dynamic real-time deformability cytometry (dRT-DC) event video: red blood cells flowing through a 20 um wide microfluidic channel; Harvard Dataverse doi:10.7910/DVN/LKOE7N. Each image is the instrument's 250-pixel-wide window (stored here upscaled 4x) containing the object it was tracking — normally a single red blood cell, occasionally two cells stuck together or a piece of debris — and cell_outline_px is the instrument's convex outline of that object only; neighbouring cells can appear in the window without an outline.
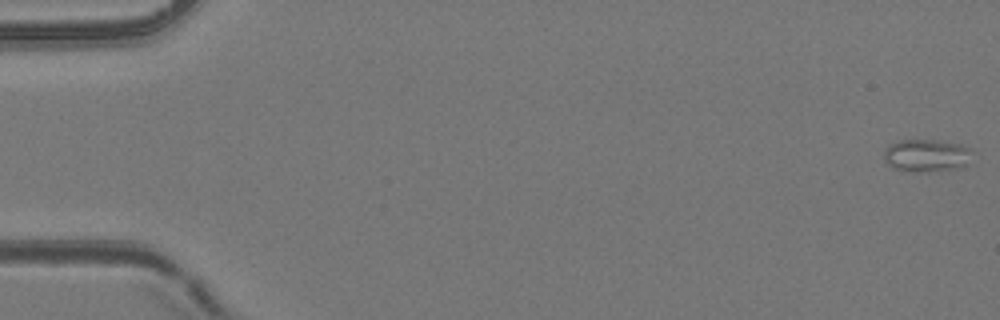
{"species": "common noctule bat (a hibernating species)", "species_latin": "Nyctalus noctula", "temperature_condition": "room temperature", "stored_images_in_passage": 7, "camera_frame_rate_fps": 3000, "um_per_image_px": 0.085, "animal": {"sex": "female", "body_mass_g": 24.6, "forearm_length_mm": 56.2}, "frame": {"image": 1, "passage_image": 1, "time_ms": 0.0, "image_size_px": [1000, 320], "cell_outline_px": [[972, 148], [964, 164], [960, 168], [896, 168], [888, 164], [884, 160], [884, 152], [888, 144], [900, 140], [932, 140], [960, 144]], "centroid_in_image_um": [78.7, 13.12], "position_along_channel_um": 6.3, "area_um2": 15.43}}
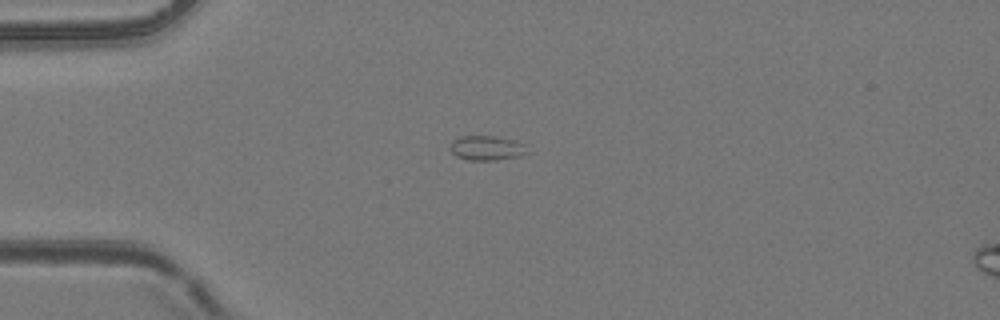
{"frame": {"image": 2, "passage_image": 5, "time_ms": 4.667, "image_size_px": [1000, 320], "cell_outline_px": [[532, 152], [520, 156], [496, 160], [468, 160], [456, 156], [448, 148], [448, 144], [452, 140], [460, 136], [496, 136], [516, 140], [524, 144]], "centroid_in_image_um": [41.39, 12.57], "position_along_channel_um": 43.6, "area_um2": 11.44}}